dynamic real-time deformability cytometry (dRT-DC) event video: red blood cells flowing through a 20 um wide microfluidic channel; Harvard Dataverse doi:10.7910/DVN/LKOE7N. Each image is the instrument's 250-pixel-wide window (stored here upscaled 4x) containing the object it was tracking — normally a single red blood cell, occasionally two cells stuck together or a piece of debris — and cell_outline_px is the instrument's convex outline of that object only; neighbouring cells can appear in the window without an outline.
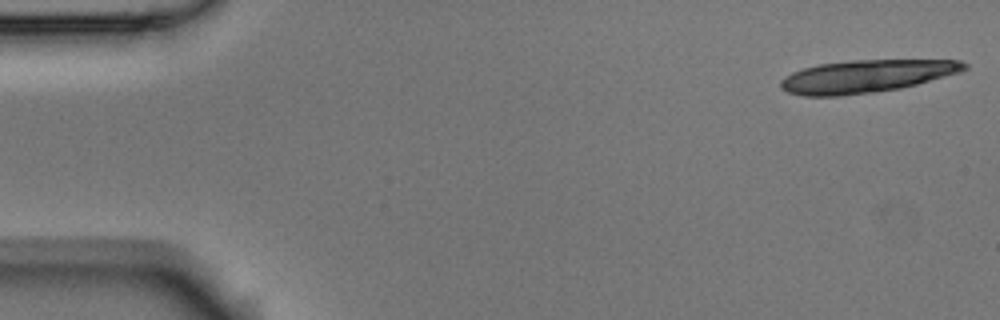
{"species": "Egyptian fruit bat (a non-hibernating species)", "species_latin": "Rousettus aegyptiacus", "temperature_condition": "room temperature", "stored_images_in_passage": 6, "camera_frame_rate_fps": 3000, "um_per_image_px": 0.085, "animal": {"sex": "male"}, "frame": {"image": 1, "passage_image": 1, "time_ms": 0.0, "image_size_px": [1000, 320], "cell_outline_px": [[968, 68], [960, 72], [916, 84], [900, 88], [876, 92], [836, 96], [804, 96], [788, 92], [780, 88], [780, 80], [784, 76], [792, 72], [816, 64], [852, 60], [960, 60], [968, 64]], "centroid_in_image_um": [73.6, 6.48], "position_along_channel_um": 11.4, "area_um2": 34.97}}